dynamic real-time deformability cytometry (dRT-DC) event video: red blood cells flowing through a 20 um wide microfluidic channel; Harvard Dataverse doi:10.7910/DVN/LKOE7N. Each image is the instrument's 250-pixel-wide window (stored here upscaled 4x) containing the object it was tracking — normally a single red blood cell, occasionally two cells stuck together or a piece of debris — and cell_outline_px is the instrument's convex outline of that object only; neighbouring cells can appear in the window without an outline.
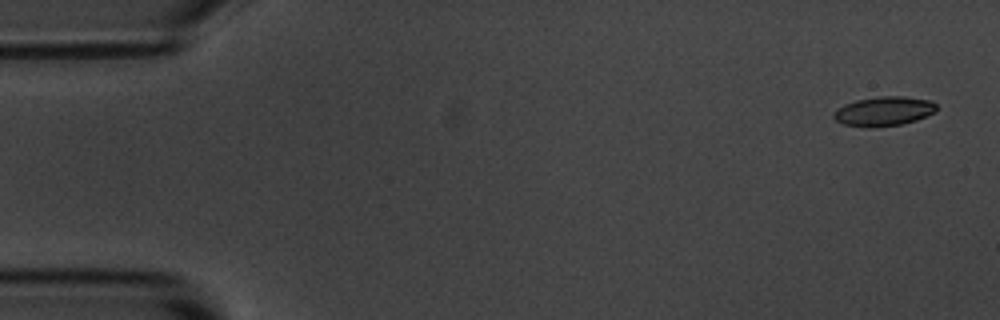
{"species": "common noctule bat (a hibernating species)", "species_latin": "Nyctalus noctula", "temperature_condition": "room temperature", "stored_images_in_passage": 5, "camera_frame_rate_fps": 3000, "um_per_image_px": 0.085, "animal": {"sex": "male", "body_mass_g": 20.1, "forearm_length_mm": 53.5}, "frame": {"image": 1, "passage_image": 1, "time_ms": 0.0, "image_size_px": [1000, 320], "cell_outline_px": [[936, 112], [916, 120], [900, 124], [872, 128], [868, 128], [844, 124], [836, 120], [832, 116], [836, 108], [844, 104], [856, 100], [880, 96], [904, 96], [928, 100], [936, 104]], "centroid_in_image_um": [75.1, 9.46], "position_along_channel_um": 9.9, "area_um2": 17.63}}